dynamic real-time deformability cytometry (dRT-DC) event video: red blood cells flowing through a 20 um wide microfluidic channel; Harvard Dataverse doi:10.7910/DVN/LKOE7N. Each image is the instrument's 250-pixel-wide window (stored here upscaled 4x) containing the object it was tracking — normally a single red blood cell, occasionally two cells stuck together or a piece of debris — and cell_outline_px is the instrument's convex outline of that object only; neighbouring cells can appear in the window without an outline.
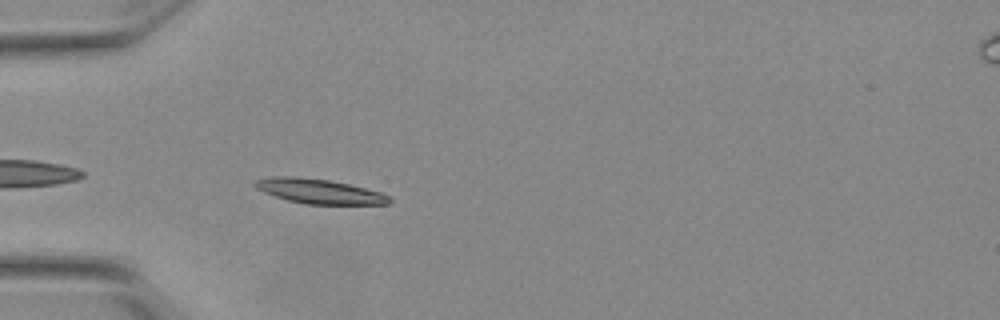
{"species": "Egyptian fruit bat (a non-hibernating species)", "species_latin": "Rousettus aegyptiacus", "temperature_condition": "warm", "stored_images_in_passage": 40, "camera_frame_rate_fps": 3000, "um_per_image_px": 0.085, "animal": {"sex": "female"}, "frame": {"image": 1, "passage_image": 3, "time_ms": 0.667, "image_size_px": [1000, 320], "cell_outline_px": [[392, 200], [388, 204], [304, 204], [288, 200], [264, 192], [256, 188], [252, 184], [252, 180], [272, 176], [296, 176], [328, 180], [348, 184], [380, 192], [388, 196]], "centroid_in_image_um": [27.07, 16.25], "position_along_channel_um": 57.9, "area_um2": 19.25}}
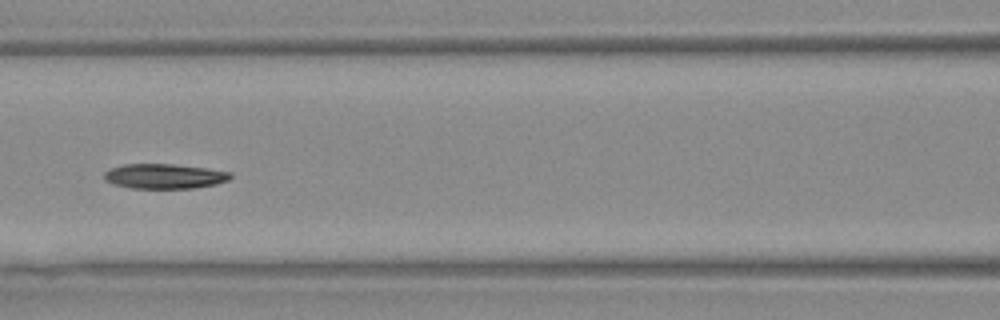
{"frame": {"image": 2, "passage_image": 11, "time_ms": 3.333, "image_size_px": [1000, 320], "cell_outline_px": [[232, 176], [228, 180], [216, 184], [192, 188], [128, 188], [112, 184], [104, 180], [104, 172], [112, 168], [124, 164], [172, 164], [204, 168], [232, 172]], "centroid_in_image_um": [13.95, 14.98], "position_along_channel_um": 152.7, "area_um2": 18.26}}
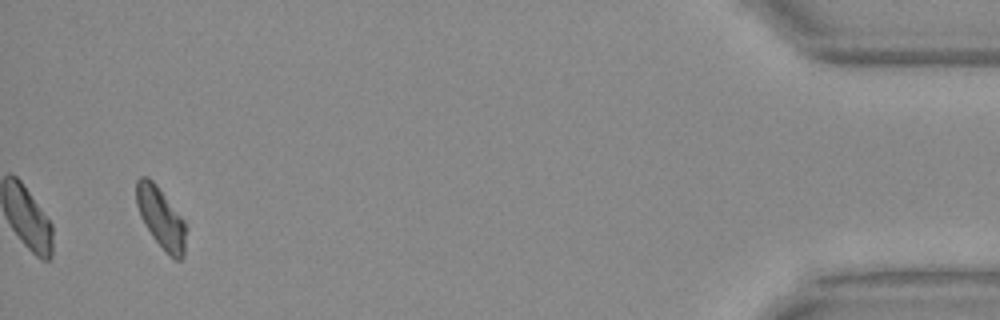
{"frame": {"image": 3, "passage_image": 38, "time_ms": 12.333, "image_size_px": [1000, 320], "cell_outline_px": [[184, 256], [180, 260], [176, 260], [152, 236], [140, 216], [136, 204], [136, 180], [140, 176], [148, 176], [156, 184], [184, 220]], "centroid_in_image_um": [13.63, 18.45], "position_along_channel_um": 421.6, "area_um2": 17.05}, "authors_computed_cell_mechanics": {"area_um2": 18.5249, "velocity_mm_per_s": 3.822, "shape_relaxation_time_tau1_ms": 2.1908, "shape_relaxation_time_tau2_ms": 7.0209, "deformation_change_tau1": 0.1495, "deformation_change_tau2": 0.1229}}